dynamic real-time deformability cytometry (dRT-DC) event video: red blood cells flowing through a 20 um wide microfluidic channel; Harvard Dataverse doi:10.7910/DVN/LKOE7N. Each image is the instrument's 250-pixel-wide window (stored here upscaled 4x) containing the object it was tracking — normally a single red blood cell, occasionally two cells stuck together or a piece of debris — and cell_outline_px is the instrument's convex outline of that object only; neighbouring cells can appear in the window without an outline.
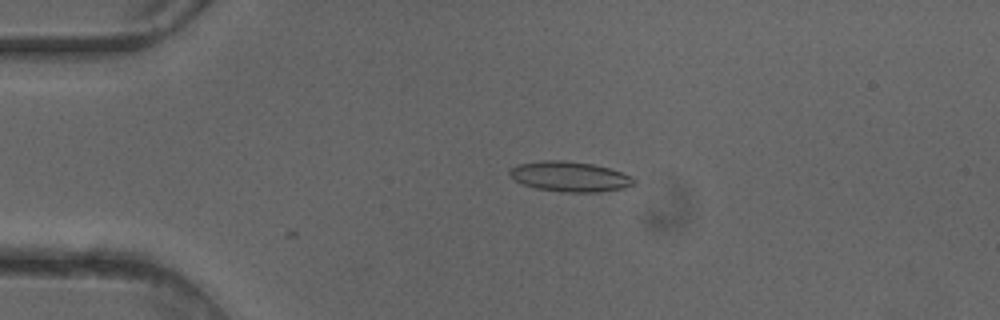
{"species": "common noctule bat (a hibernating species)", "species_latin": "Nyctalus noctula", "temperature_condition": "cold", "stored_images_in_passage": 24, "camera_frame_rate_fps": 3000, "um_per_image_px": 0.085, "animal": {"sex": "female"}, "frame": {"image": 1, "passage_image": 2, "time_ms": 0.333, "image_size_px": [1000, 320], "cell_outline_px": [[636, 184], [624, 188], [600, 192], [564, 192], [536, 188], [520, 184], [512, 180], [508, 176], [508, 168], [516, 164], [540, 160], [564, 160], [592, 164], [608, 168], [632, 176], [636, 180]], "centroid_in_image_um": [48.36, 15.01], "position_along_channel_um": 36.6, "area_um2": 22.25}}
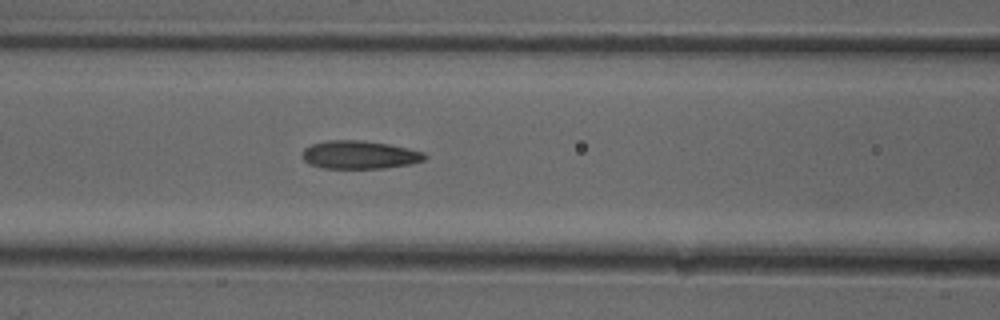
{"frame": {"image": 2, "passage_image": 12, "time_ms": 3.667, "image_size_px": [1000, 320], "cell_outline_px": [[428, 156], [424, 160], [412, 164], [384, 168], [324, 168], [308, 164], [300, 156], [304, 148], [312, 144], [328, 140], [364, 140], [388, 144], [424, 152]], "centroid_in_image_um": [30.54, 13.16], "position_along_channel_um": 136.1, "area_um2": 20.23}}
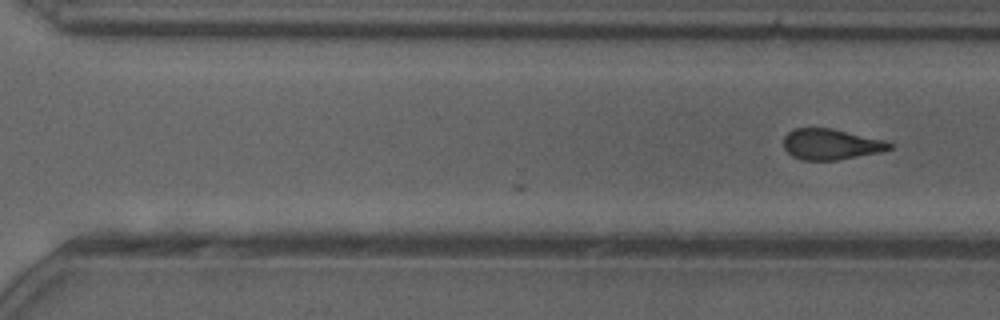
{"frame": {"image": 3, "passage_image": 24, "time_ms": 7.667, "image_size_px": [1000, 320], "cell_outline_px": [[892, 148], [880, 152], [836, 160], [804, 160], [792, 156], [784, 148], [784, 136], [792, 128], [832, 128], [884, 140], [892, 144]], "centroid_in_image_um": [70.6, 12.25], "position_along_channel_um": 300.0, "area_um2": 18.9}}